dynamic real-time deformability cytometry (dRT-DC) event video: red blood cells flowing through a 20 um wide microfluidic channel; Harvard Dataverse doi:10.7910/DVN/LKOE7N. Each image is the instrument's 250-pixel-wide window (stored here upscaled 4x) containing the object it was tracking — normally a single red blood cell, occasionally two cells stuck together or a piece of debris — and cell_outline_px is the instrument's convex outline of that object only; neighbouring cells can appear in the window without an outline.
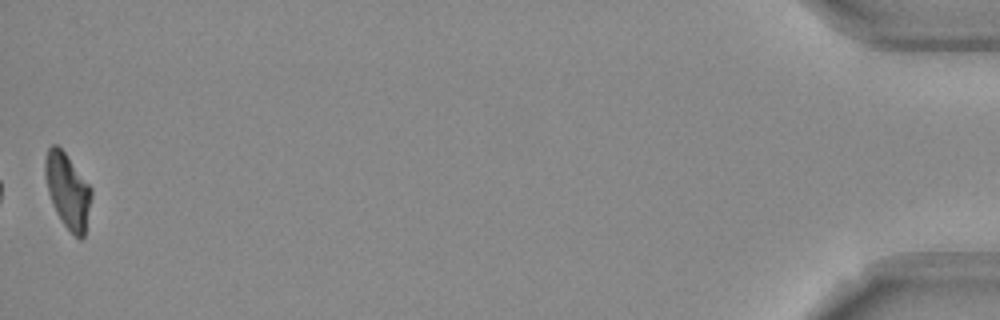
{"species": "Egyptian fruit bat (a non-hibernating species)", "species_latin": "Rousettus aegyptiacus", "temperature_condition": "room temperature", "stored_images_in_passage": 40, "camera_frame_rate_fps": 3000, "um_per_image_px": 0.085, "frame": {"image": 1, "passage_image": 40, "time_ms": 13.0, "image_size_px": [1000, 320], "cell_outline_px": [[92, 196], [84, 236], [80, 240], [64, 224], [48, 192], [44, 172], [44, 160], [48, 148], [52, 144], [56, 144], [64, 152], [92, 188]], "centroid_in_image_um": [5.76, 16.17], "position_along_channel_um": 429.4, "area_um2": 19.71}, "authors_computed_cell_mechanics": {"area_um2": 21.386, "velocity_mm_per_s": 3.7426, "shape_relaxation_time_tau1_ms": 9.7427, "shape_relaxation_time_tau2_ms": 8.5637, "deformation_change_tau1": 0.2522, "deformation_change_tau2": 0.1886}}